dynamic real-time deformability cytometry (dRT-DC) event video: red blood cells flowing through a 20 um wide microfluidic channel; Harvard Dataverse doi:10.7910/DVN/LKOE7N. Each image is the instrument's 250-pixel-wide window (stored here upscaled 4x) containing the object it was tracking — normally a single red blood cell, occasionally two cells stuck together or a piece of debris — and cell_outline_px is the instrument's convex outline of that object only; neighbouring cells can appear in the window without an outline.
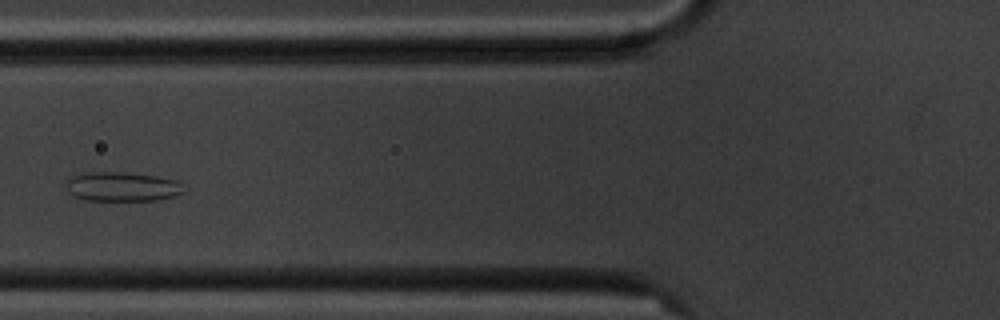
{"species": "common noctule bat (a hibernating species)", "species_latin": "Nyctalus noctula", "temperature_condition": "cold", "stored_images_in_passage": 5, "camera_frame_rate_fps": 3000, "um_per_image_px": 0.085, "animal": {"sex": "male", "body_mass_g": 20.1, "forearm_length_mm": 53.5}, "frame": {"image": 1, "passage_image": 5, "time_ms": 5.333, "image_size_px": [1000, 320], "cell_outline_px": [[188, 192], [156, 200], [84, 200], [72, 196], [68, 192], [68, 180], [72, 176], [80, 172], [120, 172], [156, 176], [180, 180], [188, 188]], "centroid_in_image_um": [10.46, 15.86], "position_along_channel_um": 115.3, "area_um2": 20.46}}